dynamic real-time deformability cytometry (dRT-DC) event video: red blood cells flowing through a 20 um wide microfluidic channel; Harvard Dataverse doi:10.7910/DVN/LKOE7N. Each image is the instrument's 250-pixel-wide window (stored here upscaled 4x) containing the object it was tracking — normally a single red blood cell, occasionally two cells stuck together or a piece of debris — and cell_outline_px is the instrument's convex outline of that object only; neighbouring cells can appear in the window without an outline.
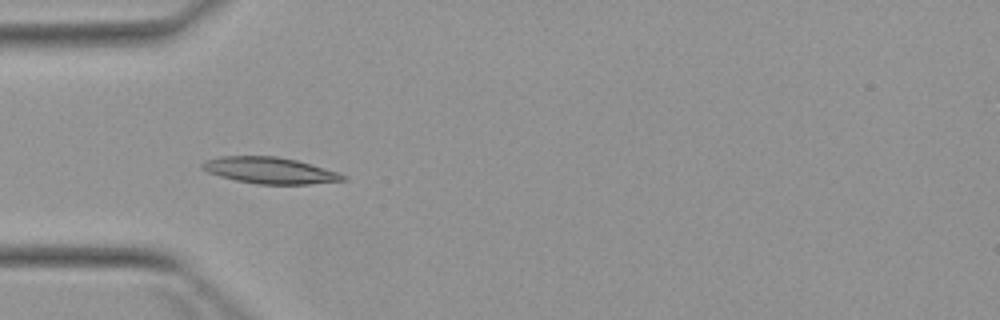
{"species": "Egyptian fruit bat (a non-hibernating species)", "species_latin": "Rousettus aegyptiacus", "temperature_condition": "warm", "stored_images_in_passage": 6, "camera_frame_rate_fps": 3000, "um_per_image_px": 0.085, "animal": {"sex": "female"}, "frame": {"image": 1, "passage_image": 5, "time_ms": 4.667, "image_size_px": [1000, 320], "cell_outline_px": [[348, 180], [308, 184], [256, 184], [236, 180], [220, 176], [208, 172], [200, 168], [200, 164], [204, 160], [220, 156], [276, 156], [296, 160], [340, 172], [348, 176]], "centroid_in_image_um": [22.95, 14.48], "position_along_channel_um": 62.1, "area_um2": 21.79}}
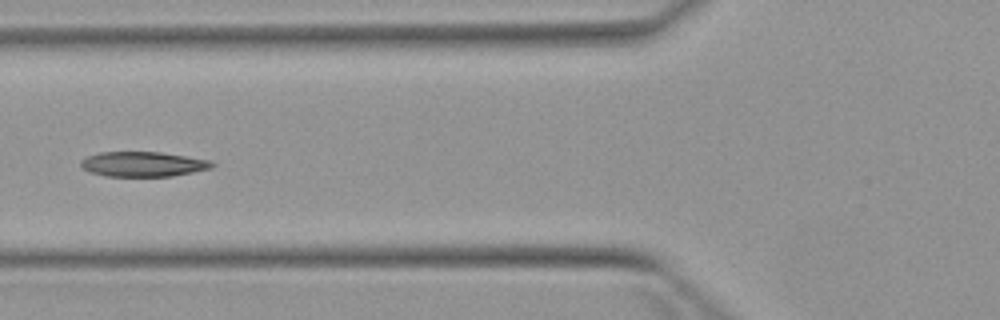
{"frame": {"image": 2, "passage_image": 6, "time_ms": 6.0, "image_size_px": [1000, 320], "cell_outline_px": [[216, 164], [212, 168], [172, 176], [104, 176], [92, 172], [84, 168], [80, 164], [80, 160], [88, 156], [100, 152], [160, 152], [212, 160]], "centroid_in_image_um": [12.2, 13.95], "position_along_channel_um": 113.6, "area_um2": 19.02}}